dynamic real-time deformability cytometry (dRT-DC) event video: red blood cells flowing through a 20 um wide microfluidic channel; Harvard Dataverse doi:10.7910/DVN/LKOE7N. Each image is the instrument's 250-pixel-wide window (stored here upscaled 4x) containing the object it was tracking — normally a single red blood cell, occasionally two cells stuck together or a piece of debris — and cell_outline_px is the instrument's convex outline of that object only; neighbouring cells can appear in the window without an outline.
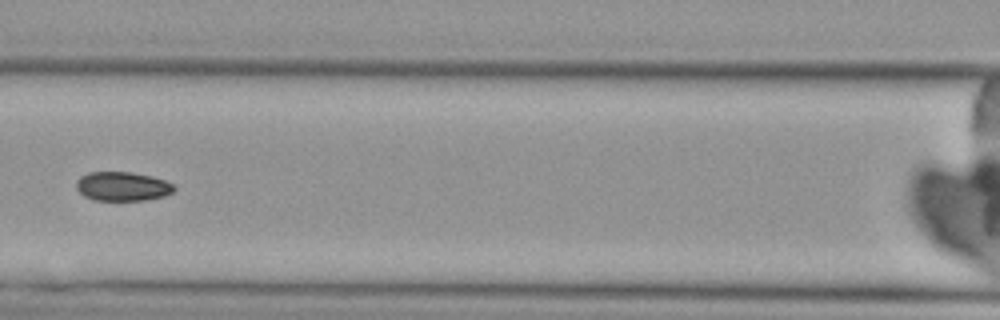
{"species": "Egyptian fruit bat (a non-hibernating species)", "species_latin": "Rousettus aegyptiacus", "temperature_condition": "cold", "stored_images_in_passage": 6, "camera_frame_rate_fps": 3000, "um_per_image_px": 0.085, "animal": {"sex": "female"}, "frame": {"image": 1, "passage_image": 6, "time_ms": 6.667, "image_size_px": [1000, 320], "cell_outline_px": [[176, 188], [172, 192], [164, 196], [144, 200], [92, 200], [84, 196], [76, 188], [76, 180], [80, 176], [88, 172], [132, 172], [152, 176], [164, 180], [172, 184]], "centroid_in_image_um": [10.38, 15.83], "position_along_channel_um": 156.2, "area_um2": 16.65}}